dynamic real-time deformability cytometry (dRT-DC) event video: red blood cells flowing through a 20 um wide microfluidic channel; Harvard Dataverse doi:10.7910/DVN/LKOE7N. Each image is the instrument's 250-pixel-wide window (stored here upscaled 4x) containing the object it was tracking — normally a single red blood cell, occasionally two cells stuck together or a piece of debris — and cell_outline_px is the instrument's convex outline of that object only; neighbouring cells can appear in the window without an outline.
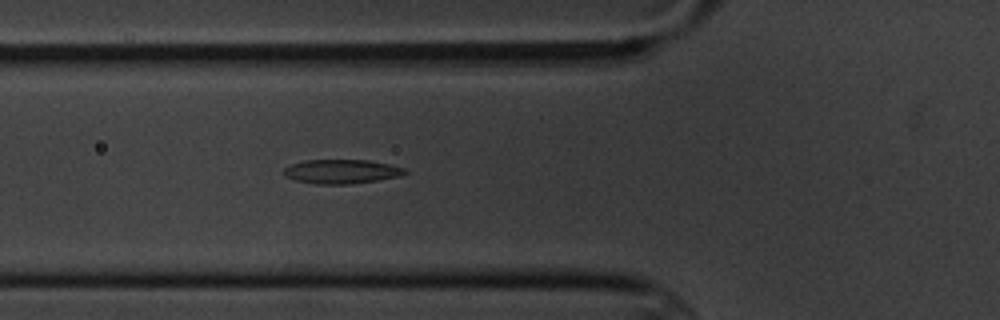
{"species": "common noctule bat (a hibernating species)", "species_latin": "Nyctalus noctula", "temperature_condition": "cold", "stored_images_in_passage": 7, "segment_of_instrument_passage": [1, 2], "camera_frame_rate_fps": 3000, "um_per_image_px": 0.085, "animal": {"sex": "male", "body_mass_g": 20.1, "forearm_length_mm": 53.5}, "frame": {"image": 1, "passage_image": 6, "time_ms": 6.667, "image_size_px": [1000, 320], "cell_outline_px": [[408, 172], [396, 176], [376, 180], [348, 184], [316, 184], [296, 180], [284, 176], [284, 168], [292, 164], [304, 160], [368, 160], [388, 164], [404, 168]], "centroid_in_image_um": [28.98, 14.57], "position_along_channel_um": 96.8, "area_um2": 16.76}}